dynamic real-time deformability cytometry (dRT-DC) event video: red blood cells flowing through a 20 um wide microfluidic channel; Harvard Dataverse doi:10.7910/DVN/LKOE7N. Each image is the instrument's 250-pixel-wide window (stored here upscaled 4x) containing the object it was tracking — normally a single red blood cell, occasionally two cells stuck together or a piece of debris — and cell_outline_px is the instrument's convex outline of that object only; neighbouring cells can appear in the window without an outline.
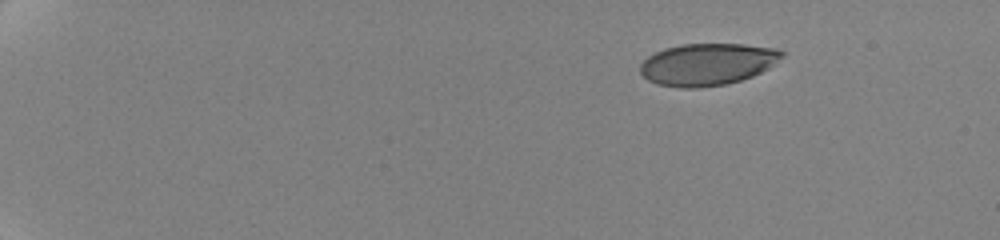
{"species": "human", "species_latin": "Homo sapiens", "temperature_condition": "cold", "stored_images_in_passage": 7, "camera_frame_rate_fps": 3000, "um_per_image_px": 0.085, "donor": {"sex": "female"}, "frame": {"image": 1, "passage_image": 1, "time_ms": 0.0, "image_size_px": [1000, 240], "cell_outline_px": [[784, 56], [768, 68], [752, 76], [740, 80], [724, 84], [696, 88], [680, 88], [656, 84], [648, 80], [640, 72], [640, 64], [648, 56], [664, 48], [684, 44], [744, 44], [776, 48], [784, 52]], "centroid_in_image_um": [60.12, 5.46], "position_along_channel_um": 24.9, "area_um2": 34.62}}
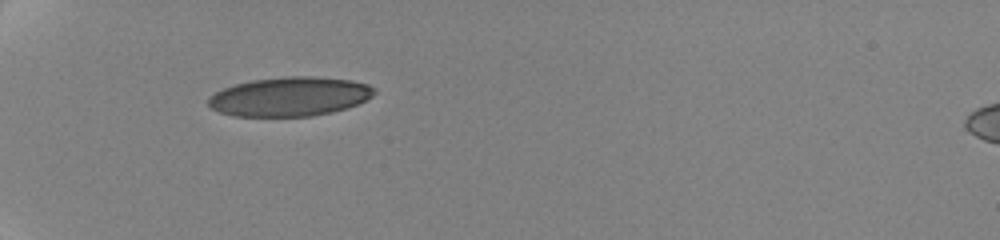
{"frame": {"image": 2, "passage_image": 6, "time_ms": 4.333, "image_size_px": [1000, 240], "cell_outline_px": [[376, 92], [372, 96], [356, 104], [332, 112], [312, 116], [232, 116], [220, 112], [212, 108], [208, 104], [208, 96], [224, 88], [236, 84], [252, 80], [288, 76], [308, 76], [352, 80], [368, 84], [376, 88]], "centroid_in_image_um": [24.62, 8.21], "position_along_channel_um": 60.4, "area_um2": 37.74}}